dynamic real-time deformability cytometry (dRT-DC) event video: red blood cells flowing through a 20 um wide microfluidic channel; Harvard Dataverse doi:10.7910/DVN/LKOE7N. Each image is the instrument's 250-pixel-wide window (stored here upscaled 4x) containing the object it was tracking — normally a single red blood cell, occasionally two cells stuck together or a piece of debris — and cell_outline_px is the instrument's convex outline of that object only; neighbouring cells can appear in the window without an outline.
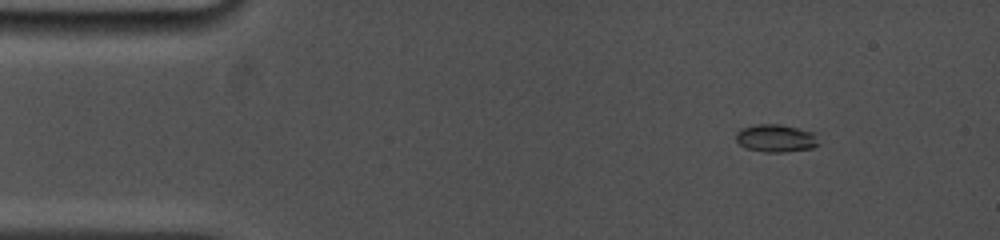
{"species": "common noctule bat (a hibernating species)", "species_latin": "Nyctalus noctula", "temperature_condition": "cold", "stored_images_in_passage": 12, "camera_frame_rate_fps": 5000, "um_per_image_px": 0.085, "animal": {"sex": "female", "body_mass_g": 19.0, "forearm_length_mm": 53.3}, "frame": {"image": 1, "passage_image": 5, "time_ms": 1.6, "image_size_px": [1000, 240], "cell_outline_px": [[820, 144], [812, 148], [784, 152], [764, 152], [748, 148], [740, 144], [736, 140], [736, 132], [740, 128], [756, 124], [780, 124], [816, 132]], "centroid_in_image_um": [65.99, 11.74], "position_along_channel_um": 19.0, "area_um2": 13.53}}
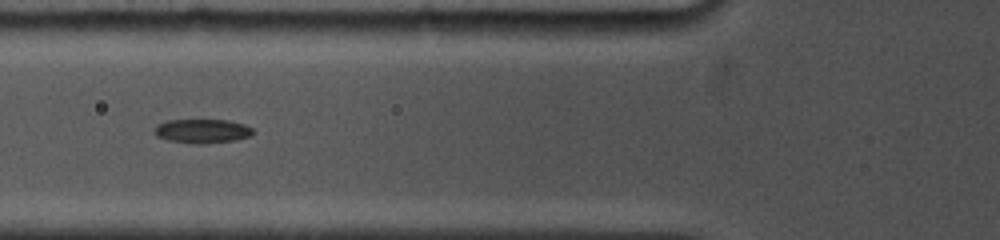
{"frame": {"image": 2, "passage_image": 10, "time_ms": 6.0, "image_size_px": [1000, 240], "cell_outline_px": [[256, 132], [252, 136], [236, 140], [204, 144], [192, 144], [168, 140], [156, 136], [156, 124], [168, 120], [228, 120], [244, 124], [252, 128]], "centroid_in_image_um": [17.24, 11.15], "position_along_channel_um": 108.6, "area_um2": 13.99}}
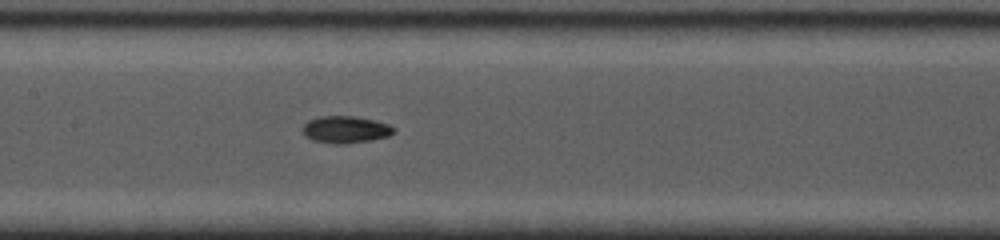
{"frame": {"image": 3, "passage_image": 12, "time_ms": 7.8, "image_size_px": [1000, 240], "cell_outline_px": [[396, 132], [388, 136], [372, 140], [344, 144], [340, 144], [312, 140], [304, 136], [300, 128], [308, 120], [320, 116], [356, 116], [388, 124], [396, 128]], "centroid_in_image_um": [29.35, 11.01], "position_along_channel_um": 178.1, "area_um2": 14.51}}